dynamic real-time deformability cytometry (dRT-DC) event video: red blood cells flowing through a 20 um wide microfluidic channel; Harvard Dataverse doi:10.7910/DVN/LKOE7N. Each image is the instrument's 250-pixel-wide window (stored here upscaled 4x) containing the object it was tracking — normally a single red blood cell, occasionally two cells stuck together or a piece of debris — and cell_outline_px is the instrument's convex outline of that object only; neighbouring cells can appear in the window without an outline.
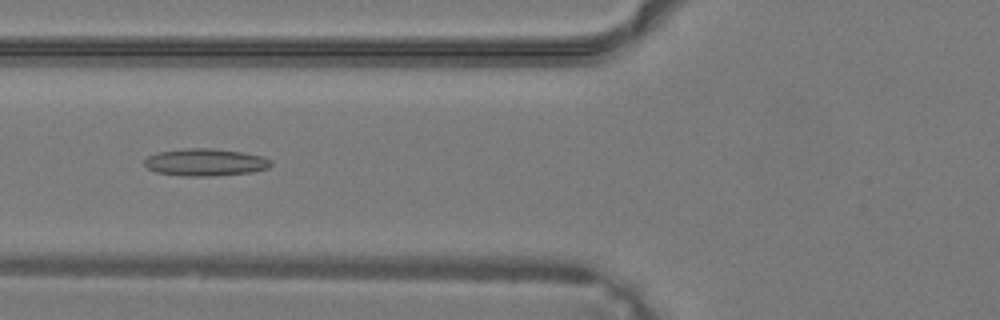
{"species": "common noctule bat (a hibernating species)", "species_latin": "Nyctalus noctula", "temperature_condition": "warm", "stored_images_in_passage": 40, "camera_frame_rate_fps": 3000, "um_per_image_px": 0.085, "animal": {"sex": "male", "body_mass_g": 19.2, "forearm_length_mm": 51.8}, "frame": {"image": 1, "passage_image": 16, "time_ms": 5.0, "image_size_px": [1000, 320], "cell_outline_px": [[272, 164], [268, 168], [252, 172], [212, 176], [180, 176], [156, 172], [148, 168], [144, 164], [144, 160], [148, 156], [156, 152], [188, 148], [208, 148], [240, 152], [260, 156], [272, 160]], "centroid_in_image_um": [17.42, 13.8], "position_along_channel_um": 108.4, "area_um2": 20.06}}
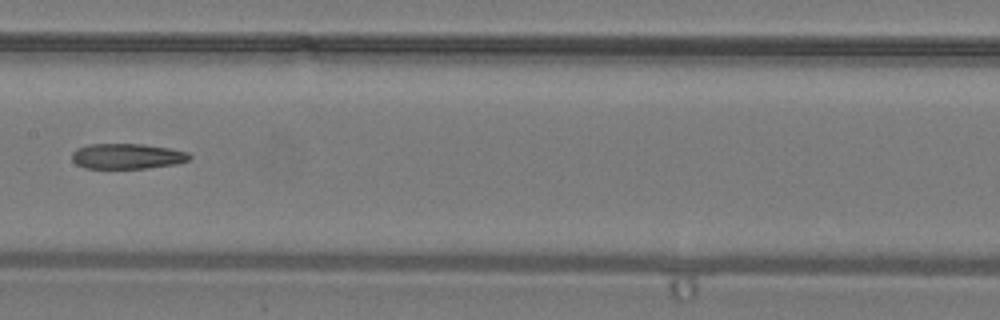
{"frame": {"image": 2, "passage_image": 21, "time_ms": 6.667, "image_size_px": [1000, 320], "cell_outline_px": [[192, 156], [188, 160], [176, 164], [148, 168], [84, 168], [76, 164], [72, 160], [72, 152], [76, 148], [88, 144], [144, 144], [168, 148], [188, 152]], "centroid_in_image_um": [10.79, 13.28], "position_along_channel_um": 196.6, "area_um2": 17.46}}
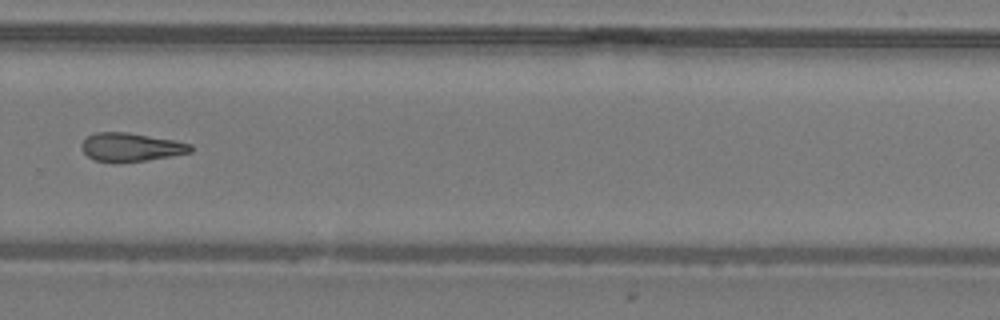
{"frame": {"image": 3, "passage_image": 28, "time_ms": 9.0, "image_size_px": [1000, 320], "cell_outline_px": [[192, 152], [148, 160], [120, 164], [112, 164], [96, 160], [88, 156], [80, 148], [80, 144], [88, 136], [96, 132], [128, 132], [176, 140], [192, 144]], "centroid_in_image_um": [11.12, 12.52], "position_along_channel_um": 318.7, "area_um2": 18.55}}